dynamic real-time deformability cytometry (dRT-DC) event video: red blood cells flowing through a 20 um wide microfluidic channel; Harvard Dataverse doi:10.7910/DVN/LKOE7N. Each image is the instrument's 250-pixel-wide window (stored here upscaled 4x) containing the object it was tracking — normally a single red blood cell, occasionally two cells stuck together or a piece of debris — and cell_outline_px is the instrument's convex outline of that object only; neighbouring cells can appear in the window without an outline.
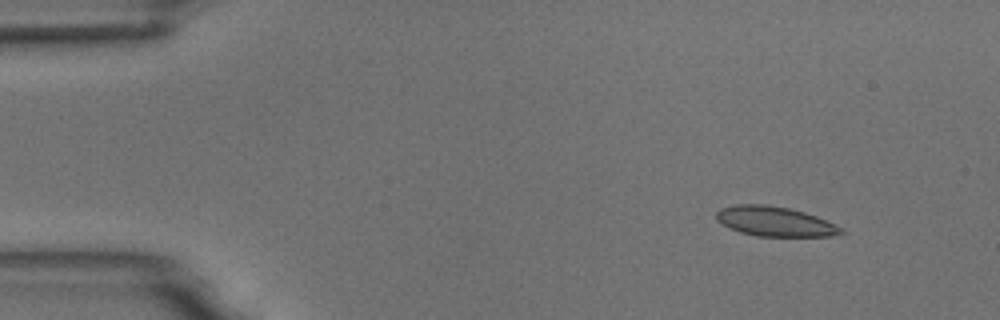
{"species": "common noctule bat (a hibernating species)", "species_latin": "Nyctalus noctula", "temperature_condition": "room temperature", "stored_images_in_passage": 3, "camera_frame_rate_fps": 3000, "um_per_image_px": 0.085, "animal": {"sex": "male", "body_mass_g": 18.8}, "frame": {"image": 1, "passage_image": 1, "time_ms": 0.0, "image_size_px": [1000, 320], "cell_outline_px": [[848, 232], [832, 236], [756, 236], [740, 232], [716, 220], [716, 212], [720, 208], [736, 204], [764, 204], [788, 208], [804, 212], [816, 216], [844, 228]], "centroid_in_image_um": [65.89, 18.82], "position_along_channel_um": 19.1, "area_um2": 21.62}}